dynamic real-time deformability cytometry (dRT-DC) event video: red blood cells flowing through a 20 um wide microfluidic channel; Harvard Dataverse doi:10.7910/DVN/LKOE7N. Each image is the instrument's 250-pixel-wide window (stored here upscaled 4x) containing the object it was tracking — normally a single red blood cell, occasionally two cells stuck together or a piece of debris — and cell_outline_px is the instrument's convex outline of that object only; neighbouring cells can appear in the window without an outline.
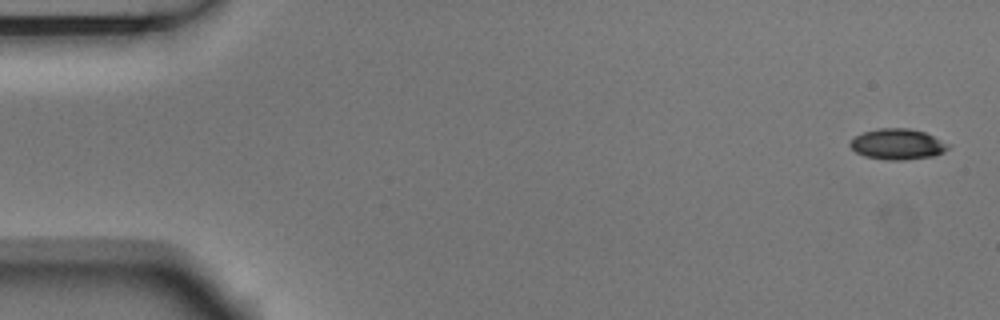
{"species": "Egyptian fruit bat (a non-hibernating species)", "species_latin": "Rousettus aegyptiacus", "temperature_condition": "room temperature", "stored_images_in_passage": 5, "camera_frame_rate_fps": 3000, "um_per_image_px": 0.085, "animal": {"sex": "male"}, "frame": {"image": 1, "passage_image": 1, "time_ms": 0.0, "image_size_px": [1000, 320], "cell_outline_px": [[952, 144], [944, 152], [932, 156], [900, 160], [888, 160], [864, 156], [856, 152], [848, 144], [856, 136], [864, 132], [880, 128], [908, 128], [924, 132]], "centroid_in_image_um": [76.31, 12.25], "position_along_channel_um": 8.7, "area_um2": 17.46}}
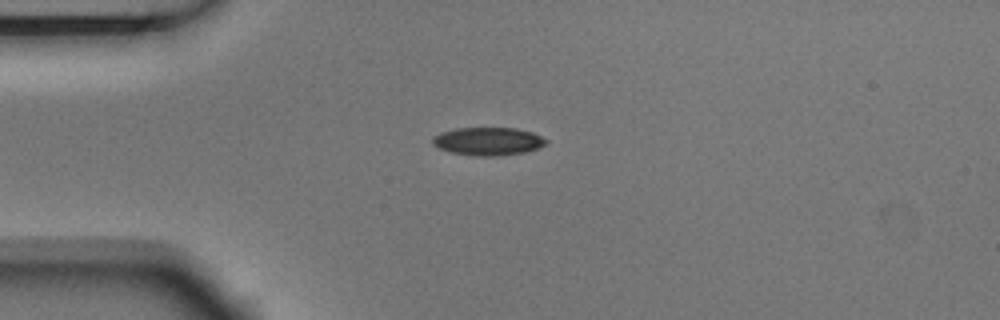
{"frame": {"image": 2, "passage_image": 4, "time_ms": 1.0, "image_size_px": [1000, 320], "cell_outline_px": [[548, 144], [540, 148], [524, 152], [500, 156], [472, 156], [452, 152], [440, 148], [432, 144], [432, 136], [440, 132], [456, 128], [516, 128], [532, 132], [548, 140]], "centroid_in_image_um": [41.5, 12.01], "position_along_channel_um": 43.5, "area_um2": 18.73}}